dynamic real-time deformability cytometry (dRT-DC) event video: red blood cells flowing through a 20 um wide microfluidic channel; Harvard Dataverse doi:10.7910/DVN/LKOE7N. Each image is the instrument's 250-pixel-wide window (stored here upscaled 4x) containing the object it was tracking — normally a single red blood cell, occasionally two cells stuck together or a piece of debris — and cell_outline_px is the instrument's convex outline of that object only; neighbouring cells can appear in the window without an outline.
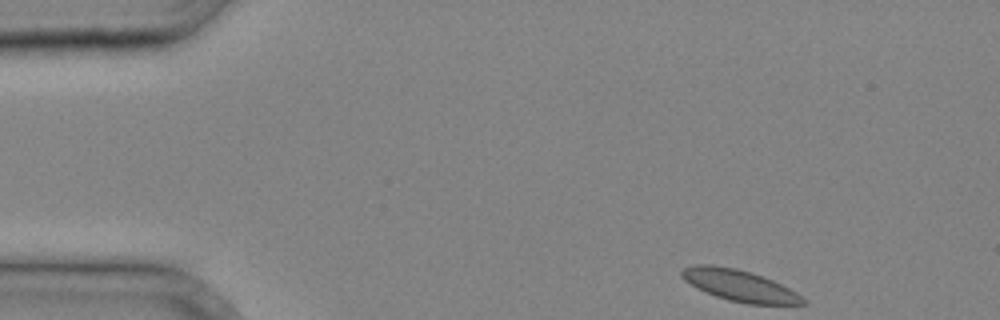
{"species": "common noctule bat (a hibernating species)", "species_latin": "Nyctalus noctula", "temperature_condition": "cold", "stored_images_in_passage": 33, "camera_frame_rate_fps": 3000, "um_per_image_px": 0.085, "animal": {"sex": "male", "body_mass_g": 20.4}, "frame": {"image": 1, "passage_image": 1, "time_ms": 0.0, "image_size_px": [1000, 320], "cell_outline_px": [[808, 304], [748, 304], [728, 300], [716, 296], [696, 288], [684, 280], [680, 276], [680, 272], [684, 268], [696, 264], [712, 264], [736, 268], [772, 280], [796, 292], [808, 300]], "centroid_in_image_um": [62.84, 24.27], "position_along_channel_um": 22.2, "area_um2": 22.08}}
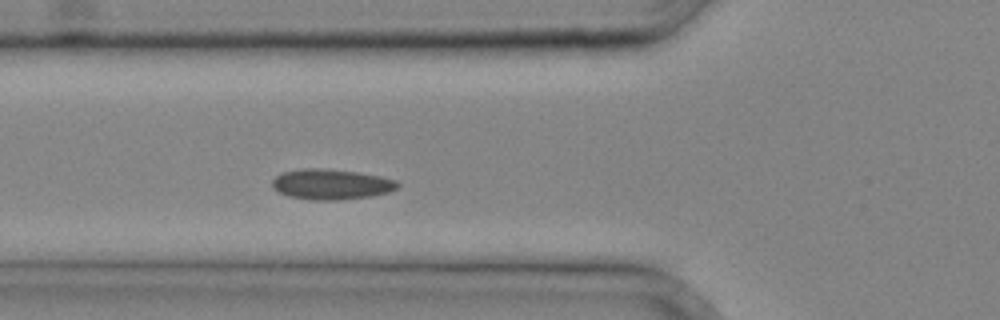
{"frame": {"image": 2, "passage_image": 10, "time_ms": 3.0, "image_size_px": [1000, 320], "cell_outline_px": [[400, 184], [396, 188], [388, 192], [368, 196], [340, 200], [312, 200], [288, 196], [272, 188], [272, 180], [280, 172], [300, 168], [324, 168], [356, 172], [380, 176], [396, 180]], "centroid_in_image_um": [28.1, 15.65], "position_along_channel_um": 97.7, "area_um2": 22.25}}
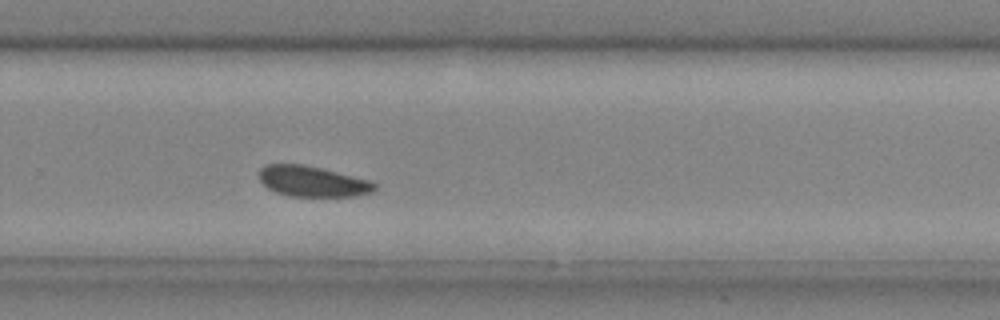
{"frame": {"image": 3, "passage_image": 22, "time_ms": 7.0, "image_size_px": [1000, 320], "cell_outline_px": [[376, 188], [372, 192], [356, 196], [288, 196], [276, 192], [268, 188], [260, 180], [260, 168], [264, 164], [304, 164], [372, 180], [376, 184]], "centroid_in_image_um": [26.58, 15.41], "position_along_channel_um": 303.2, "area_um2": 20.69}}